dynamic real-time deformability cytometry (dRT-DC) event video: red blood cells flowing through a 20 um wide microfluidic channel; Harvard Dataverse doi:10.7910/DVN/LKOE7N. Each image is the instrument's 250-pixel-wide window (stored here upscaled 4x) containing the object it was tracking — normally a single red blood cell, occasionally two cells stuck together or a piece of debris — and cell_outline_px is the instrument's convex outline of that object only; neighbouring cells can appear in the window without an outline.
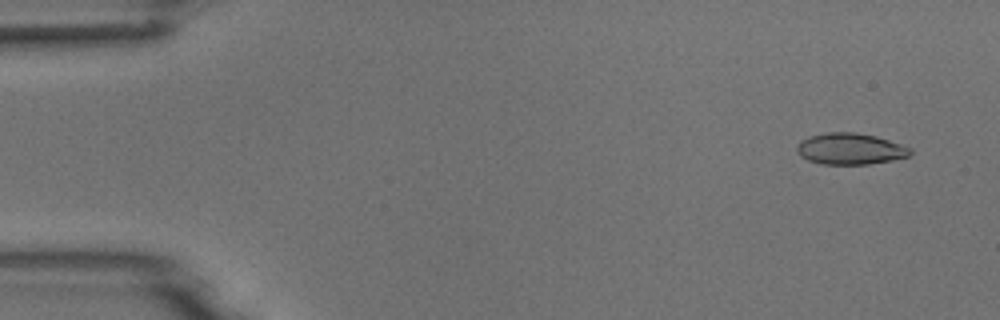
{"species": "common noctule bat (a hibernating species)", "species_latin": "Nyctalus noctula", "temperature_condition": "room temperature", "stored_images_in_passage": 4, "camera_frame_rate_fps": 3000, "um_per_image_px": 0.085, "animal": {"sex": "male", "body_mass_g": 18.8}, "frame": {"image": 1, "passage_image": 1, "time_ms": 0.0, "image_size_px": [1000, 320], "cell_outline_px": [[912, 152], [908, 156], [892, 160], [868, 164], [820, 164], [808, 160], [800, 156], [796, 148], [800, 140], [808, 136], [828, 132], [856, 132], [876, 136], [912, 148]], "centroid_in_image_um": [72.24, 12.64], "position_along_channel_um": 12.8, "area_um2": 20.75}}
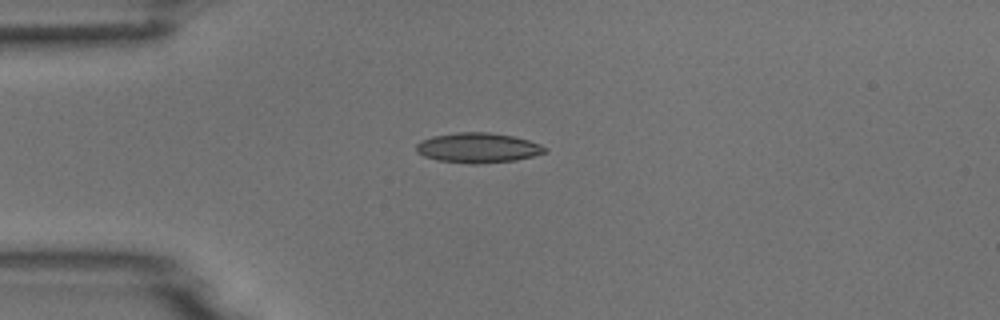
{"frame": {"image": 2, "passage_image": 4, "time_ms": 3.333, "image_size_px": [1000, 320], "cell_outline_px": [[548, 152], [516, 160], [476, 164], [472, 164], [436, 160], [424, 156], [416, 152], [416, 144], [420, 140], [432, 136], [460, 132], [488, 132], [512, 136], [528, 140], [540, 144], [548, 148]], "centroid_in_image_um": [40.61, 12.56], "position_along_channel_um": 44.4, "area_um2": 22.54}}